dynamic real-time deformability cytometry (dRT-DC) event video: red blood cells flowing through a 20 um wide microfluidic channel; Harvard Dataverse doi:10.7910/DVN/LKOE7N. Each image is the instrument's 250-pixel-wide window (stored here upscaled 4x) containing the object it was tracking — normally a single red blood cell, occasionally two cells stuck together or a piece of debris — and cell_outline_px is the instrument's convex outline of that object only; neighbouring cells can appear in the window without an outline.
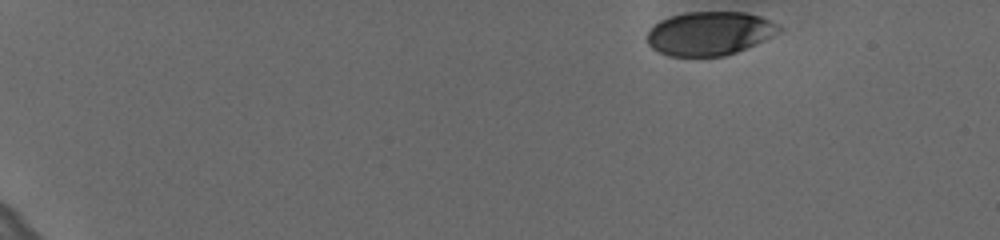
{"species": "human", "species_latin": "Homo sapiens", "temperature_condition": "cold", "stored_images_in_passage": 44, "camera_frame_rate_fps": 3000, "um_per_image_px": 0.085, "donor": {"sex": "female"}, "frame": {"image": 1, "passage_image": 1, "time_ms": 0.0, "image_size_px": [1000, 240], "cell_outline_px": [[780, 28], [768, 36], [736, 52], [724, 56], [668, 56], [652, 48], [648, 44], [648, 32], [660, 20], [672, 16], [688, 12], [744, 12], [760, 16], [776, 24]], "centroid_in_image_um": [60.23, 2.84], "position_along_channel_um": 24.8, "area_um2": 32.66}}
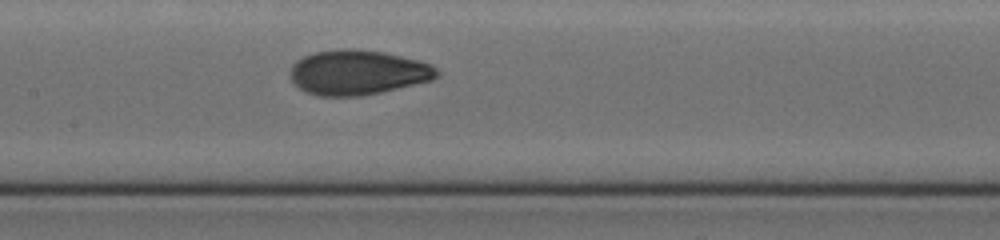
{"frame": {"image": 2, "passage_image": 25, "time_ms": 8.0, "image_size_px": [1000, 240], "cell_outline_px": [[440, 72], [432, 80], [380, 92], [360, 96], [320, 96], [308, 92], [300, 88], [292, 80], [292, 64], [296, 60], [304, 56], [316, 52], [340, 48], [356, 48], [384, 52], [432, 64]], "centroid_in_image_um": [30.42, 6.14], "position_along_channel_um": 177.0, "area_um2": 38.03}}
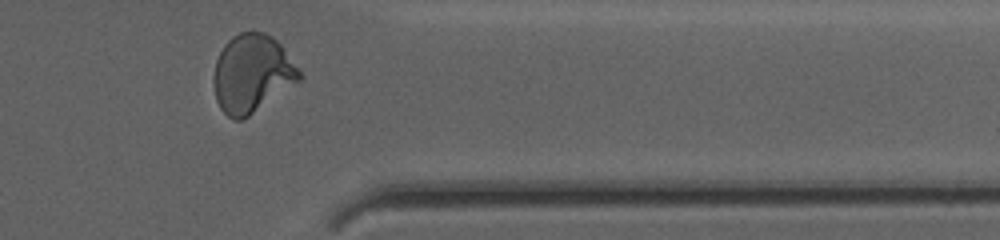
{"frame": {"image": 3, "passage_image": 43, "time_ms": 14.0, "image_size_px": [1000, 240], "cell_outline_px": [[304, 76], [300, 80], [244, 120], [232, 120], [220, 108], [216, 100], [212, 84], [212, 76], [216, 60], [224, 44], [232, 36], [240, 32], [264, 32], [272, 36], [280, 44]], "centroid_in_image_um": [21.39, 6.27], "position_along_channel_um": 390.0, "area_um2": 39.19}, "authors_computed_cell_mechanics": {"area_um2": 36.9053, "velocity_mm_per_s": 3.6202, "shape_relaxation_time_tau1_ms": 4.2021, "shape_relaxation_time_tau2_ms": 0.8584, "deformation_change_tau1": 0.1601, "deformation_change_tau2": 0.0522}}